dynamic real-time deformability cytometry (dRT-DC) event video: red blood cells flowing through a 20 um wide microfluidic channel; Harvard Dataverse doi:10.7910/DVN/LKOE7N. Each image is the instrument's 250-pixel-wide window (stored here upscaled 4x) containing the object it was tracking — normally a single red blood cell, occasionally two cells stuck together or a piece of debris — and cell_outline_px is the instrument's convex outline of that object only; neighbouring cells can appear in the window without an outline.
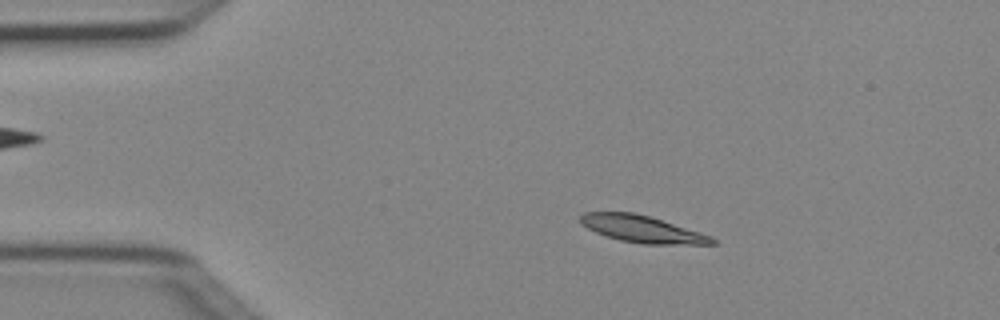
{"species": "Egyptian fruit bat (a non-hibernating species)", "species_latin": "Rousettus aegyptiacus", "temperature_condition": "cold", "stored_images_in_passage": 3, "camera_frame_rate_fps": 3000, "um_per_image_px": 0.085, "animal": {"sex": "female"}, "frame": {"image": 1, "passage_image": 2, "time_ms": 0.333, "image_size_px": [1000, 320], "cell_outline_px": [[716, 244], [644, 244], [620, 240], [596, 232], [580, 224], [580, 216], [584, 212], [636, 212], [700, 232], [712, 236], [716, 240]], "centroid_in_image_um": [54.58, 19.46], "position_along_channel_um": 30.4, "area_um2": 20.52}}